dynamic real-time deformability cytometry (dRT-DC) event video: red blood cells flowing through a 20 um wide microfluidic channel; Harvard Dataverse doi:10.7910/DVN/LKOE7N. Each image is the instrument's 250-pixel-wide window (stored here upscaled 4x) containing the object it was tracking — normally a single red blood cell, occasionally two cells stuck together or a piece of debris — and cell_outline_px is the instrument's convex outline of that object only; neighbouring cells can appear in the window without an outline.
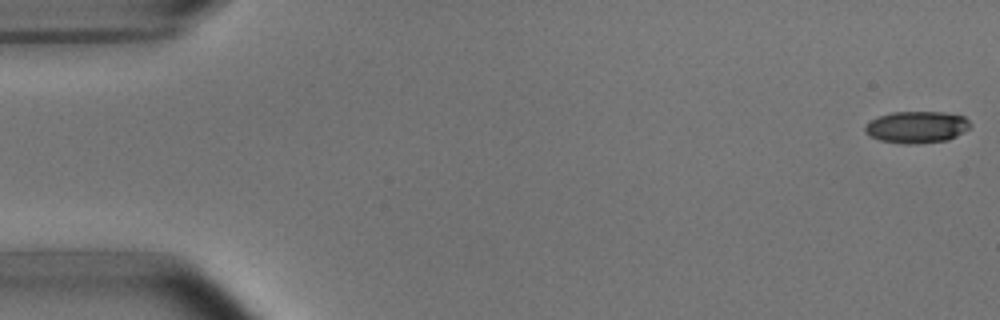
{"species": "common noctule bat (a hibernating species)", "species_latin": "Nyctalus noctula", "temperature_condition": "room temperature", "stored_images_in_passage": 4, "camera_frame_rate_fps": 3000, "um_per_image_px": 0.085, "animal": {"sex": "male", "body_mass_g": 15.6}, "frame": {"image": 1, "passage_image": 1, "time_ms": 0.0, "image_size_px": [1000, 320], "cell_outline_px": [[972, 124], [964, 132], [948, 140], [916, 144], [904, 144], [880, 140], [868, 136], [864, 132], [864, 128], [872, 120], [880, 116], [892, 112], [944, 112], [964, 116]], "centroid_in_image_um": [77.93, 10.81], "position_along_channel_um": 7.1, "area_um2": 19.54}}
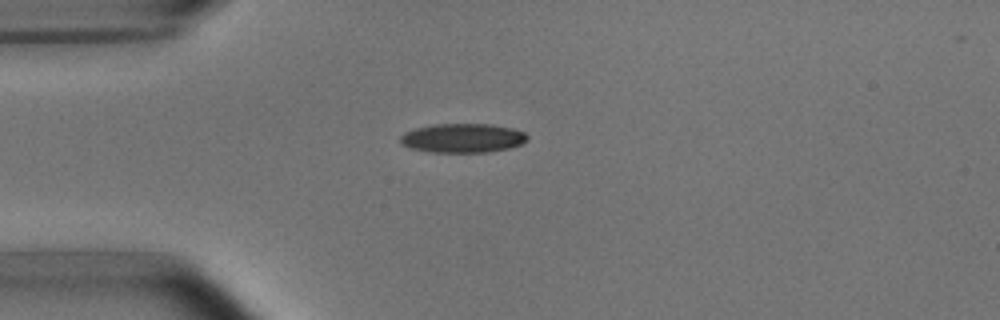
{"frame": {"image": 2, "passage_image": 4, "time_ms": 4.333, "image_size_px": [1000, 320], "cell_outline_px": [[528, 140], [520, 144], [508, 148], [488, 152], [432, 152], [412, 148], [400, 144], [400, 136], [404, 132], [416, 128], [432, 124], [488, 124], [512, 128], [524, 132], [528, 136]], "centroid_in_image_um": [39.31, 11.73], "position_along_channel_um": 45.7, "area_um2": 21.5}}